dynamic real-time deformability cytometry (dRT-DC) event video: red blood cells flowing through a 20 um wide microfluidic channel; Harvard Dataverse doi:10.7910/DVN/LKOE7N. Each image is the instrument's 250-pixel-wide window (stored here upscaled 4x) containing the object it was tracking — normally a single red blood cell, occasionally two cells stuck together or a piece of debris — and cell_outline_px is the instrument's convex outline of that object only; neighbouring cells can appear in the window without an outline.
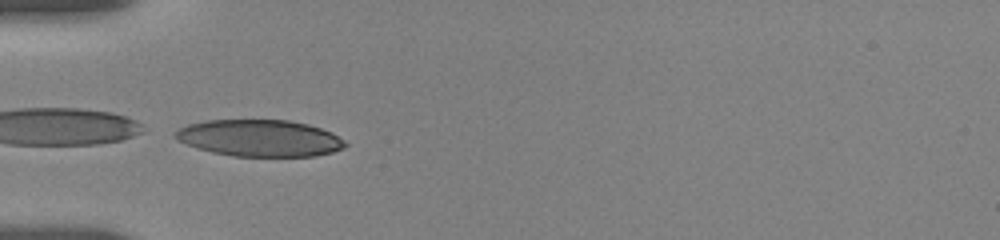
{"species": "human", "species_latin": "Homo sapiens", "temperature_condition": "room temperature", "stored_images_in_passage": 54, "camera_frame_rate_fps": 3000, "um_per_image_px": 0.085, "donor": {"sex": "female"}, "frame": {"image": 1, "passage_image": 18, "time_ms": 5.667, "image_size_px": [1000, 240], "cell_outline_px": [[348, 144], [344, 148], [332, 152], [316, 156], [232, 156], [212, 152], [196, 148], [176, 140], [172, 136], [172, 132], [188, 124], [204, 120], [288, 120], [308, 124], [332, 132], [344, 140]], "centroid_in_image_um": [22.04, 11.74], "position_along_channel_um": 63.0, "area_um2": 36.65}}
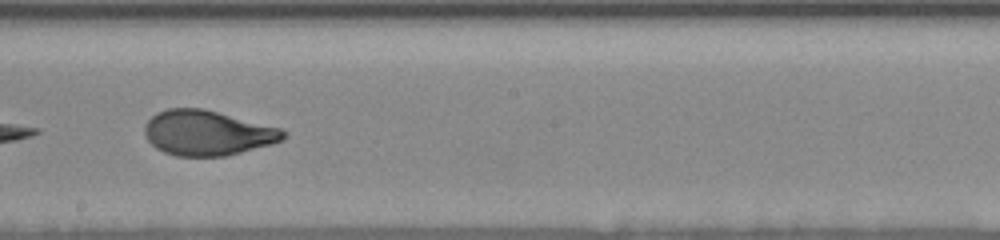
{"frame": {"image": 2, "passage_image": 32, "time_ms": 10.333, "image_size_px": [1000, 240], "cell_outline_px": [[288, 132], [280, 140], [272, 144], [224, 156], [176, 156], [164, 152], [156, 148], [148, 140], [144, 132], [144, 124], [156, 112], [168, 108], [204, 108], [280, 128]], "centroid_in_image_um": [17.59, 11.29], "position_along_channel_um": 230.6, "area_um2": 36.3}}
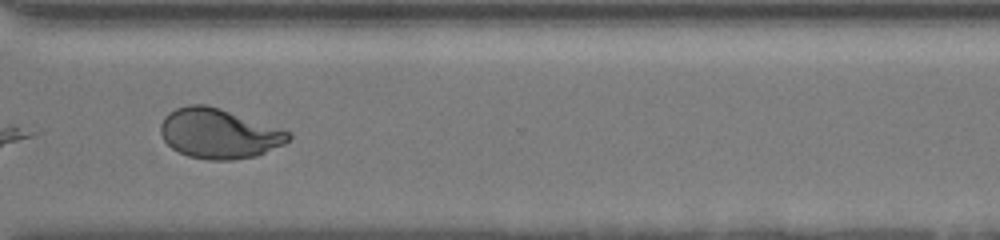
{"frame": {"image": 3, "passage_image": 42, "time_ms": 13.667, "image_size_px": [1000, 240], "cell_outline_px": [[292, 136], [284, 144], [256, 156], [232, 160], [208, 160], [188, 156], [172, 148], [164, 140], [160, 132], [160, 124], [164, 116], [168, 112], [176, 108], [188, 104], [204, 104], [220, 108], [292, 132]], "centroid_in_image_um": [18.59, 11.35], "position_along_channel_um": 352.0, "area_um2": 37.22}, "authors_computed_cell_mechanics": {"area_um2": 37.6856, "velocity_mm_per_s": 3.6567, "shape_relaxation_time_tau1_ms": 5.6332, "shape_relaxation_time_tau2_ms": 0.6747, "deformation_change_tau1": 0.2073, "deformation_change_tau2": 0.0592}}